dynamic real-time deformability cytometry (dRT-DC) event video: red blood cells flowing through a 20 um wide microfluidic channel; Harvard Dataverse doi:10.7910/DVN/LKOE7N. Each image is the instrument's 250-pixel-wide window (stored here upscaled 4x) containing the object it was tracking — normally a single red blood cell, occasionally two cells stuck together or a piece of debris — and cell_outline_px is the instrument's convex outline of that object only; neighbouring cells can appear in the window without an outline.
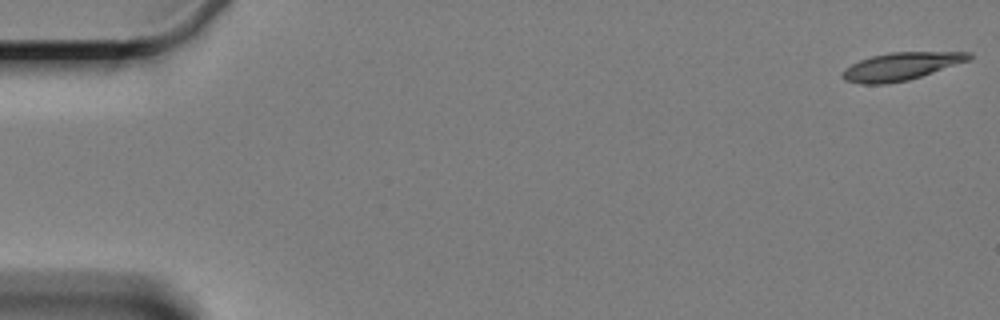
{"species": "Egyptian fruit bat (a non-hibernating species)", "species_latin": "Rousettus aegyptiacus", "temperature_condition": "cold", "stored_images_in_passage": 6, "camera_frame_rate_fps": 3000, "um_per_image_px": 0.085, "animal": {"sex": "female"}, "frame": {"image": 1, "passage_image": 1, "time_ms": 0.0, "image_size_px": [1000, 320], "cell_outline_px": [[972, 56], [968, 60], [908, 80], [884, 84], [860, 84], [844, 80], [840, 76], [844, 68], [860, 60], [872, 56], [888, 52], [972, 52]], "centroid_in_image_um": [76.51, 5.64], "position_along_channel_um": 8.5, "area_um2": 20.23}}
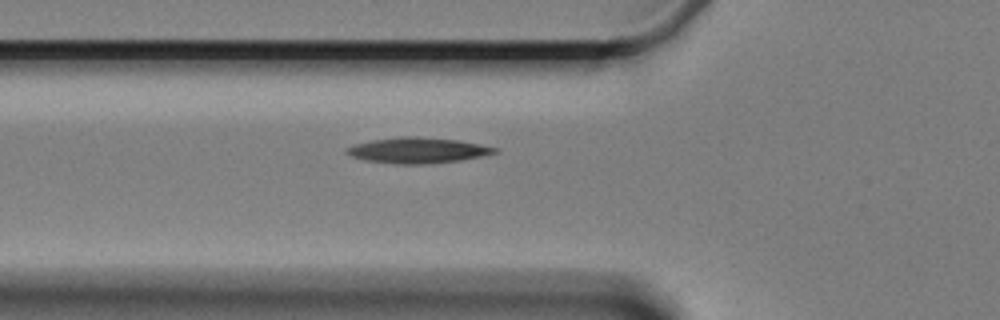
{"frame": {"image": 2, "passage_image": 6, "time_ms": 6.667, "image_size_px": [1000, 320], "cell_outline_px": [[500, 148], [496, 152], [480, 156], [460, 160], [420, 164], [396, 164], [364, 160], [352, 156], [344, 152], [344, 148], [352, 144], [372, 140], [400, 136], [416, 136], [456, 140], [480, 144]], "centroid_in_image_um": [35.43, 12.77], "position_along_channel_um": 90.4, "area_um2": 22.08}}